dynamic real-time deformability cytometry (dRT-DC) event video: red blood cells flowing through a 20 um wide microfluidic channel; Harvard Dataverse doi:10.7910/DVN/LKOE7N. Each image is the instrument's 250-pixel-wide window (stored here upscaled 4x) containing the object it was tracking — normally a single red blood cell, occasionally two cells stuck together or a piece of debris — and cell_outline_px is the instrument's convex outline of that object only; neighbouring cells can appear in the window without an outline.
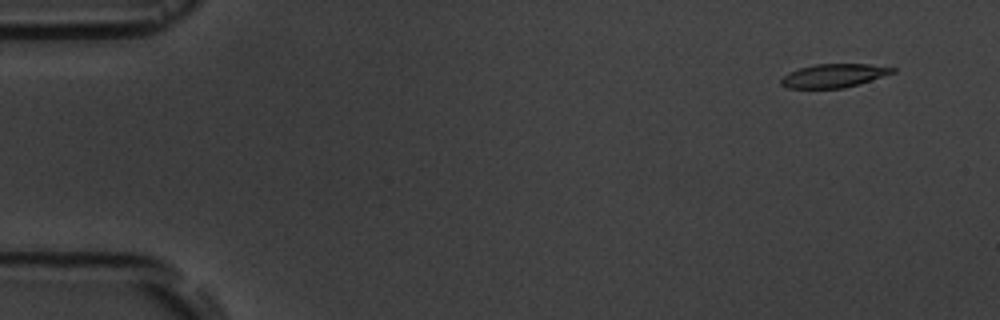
{"species": "common noctule bat (a hibernating species)", "species_latin": "Nyctalus noctula", "temperature_condition": "room temperature", "stored_images_in_passage": 5, "segment_of_instrument_passage": [1, 2], "camera_frame_rate_fps": 3000, "um_per_image_px": 0.085, "animal": {"sex": "male", "body_mass_g": 19.5, "forearm_length_mm": 54.6}, "frame": {"image": 1, "passage_image": 1, "time_ms": 0.0, "image_size_px": [1000, 320], "cell_outline_px": [[896, 72], [844, 88], [788, 88], [780, 84], [780, 80], [788, 72], [800, 68], [816, 64], [868, 64], [896, 68]], "centroid_in_image_um": [70.85, 6.43], "position_along_channel_um": 14.1, "area_um2": 15.14}}
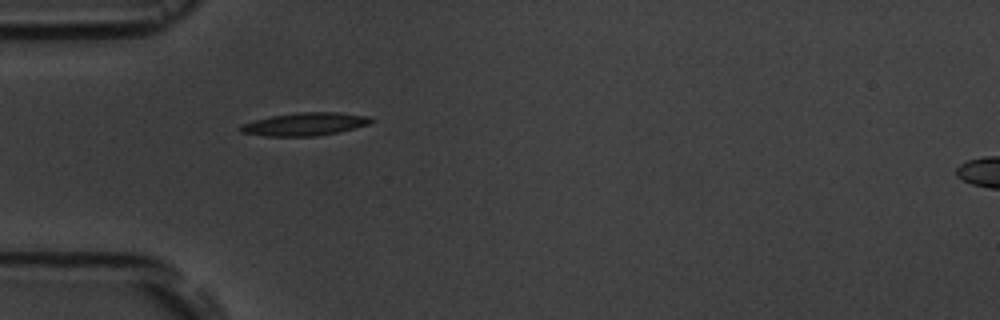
{"frame": {"image": 2, "passage_image": 4, "time_ms": 4.333, "image_size_px": [1000, 320], "cell_outline_px": [[376, 120], [368, 124], [336, 132], [316, 136], [264, 136], [240, 132], [236, 128], [240, 124], [272, 116], [296, 112], [336, 112], [372, 116]], "centroid_in_image_um": [25.89, 10.54], "position_along_channel_um": 59.1, "area_um2": 17.51}}